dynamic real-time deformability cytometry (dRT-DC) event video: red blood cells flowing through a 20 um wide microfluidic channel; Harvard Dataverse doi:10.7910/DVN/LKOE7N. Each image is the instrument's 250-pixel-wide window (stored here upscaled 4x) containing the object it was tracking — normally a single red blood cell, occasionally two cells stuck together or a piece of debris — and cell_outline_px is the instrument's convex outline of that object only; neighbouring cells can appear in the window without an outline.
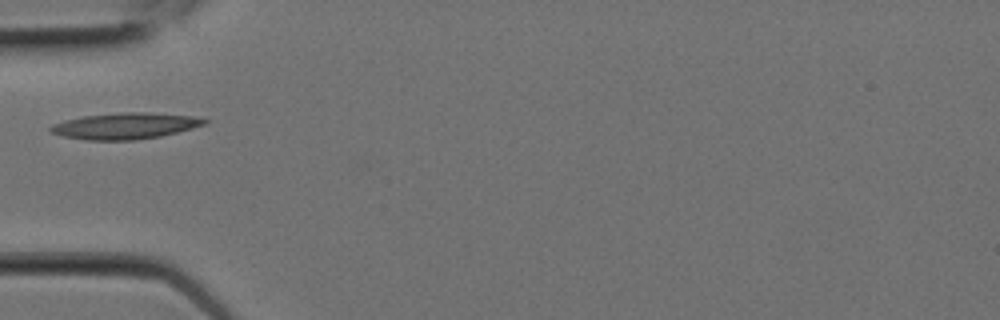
{"species": "Egyptian fruit bat (a non-hibernating species)", "species_latin": "Rousettus aegyptiacus", "temperature_condition": "room temperature", "stored_images_in_passage": 4, "camera_frame_rate_fps": 3000, "um_per_image_px": 0.085, "animal": {"sex": "female"}, "frame": {"image": 1, "passage_image": 1, "time_ms": 0.0, "image_size_px": [1000, 320], "cell_outline_px": [[208, 124], [160, 136], [136, 140], [84, 140], [64, 136], [52, 132], [48, 128], [52, 124], [64, 120], [84, 116], [120, 112], [144, 112], [192, 116], [208, 120]], "centroid_in_image_um": [10.63, 10.7], "position_along_channel_um": 74.4, "area_um2": 23.41}}
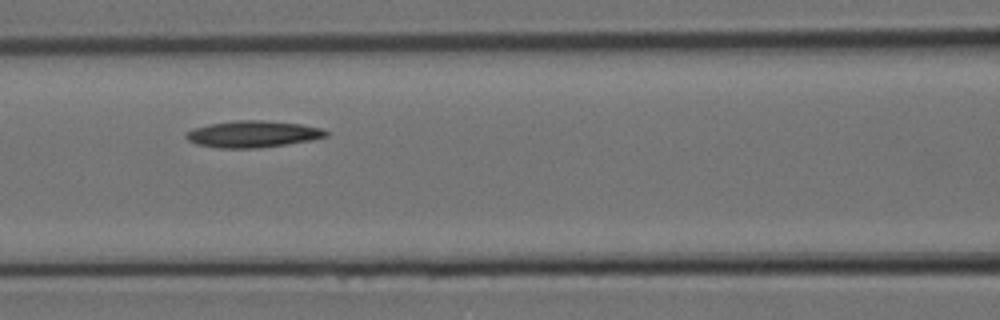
{"frame": {"image": 2, "passage_image": 3, "time_ms": 0.667, "image_size_px": [1000, 320], "cell_outline_px": [[328, 136], [308, 140], [260, 148], [220, 148], [196, 144], [188, 140], [184, 136], [184, 132], [192, 128], [212, 124], [236, 120], [260, 120], [300, 124], [320, 128], [328, 132]], "centroid_in_image_um": [21.42, 11.4], "position_along_channel_um": 145.2, "area_um2": 21.5}}
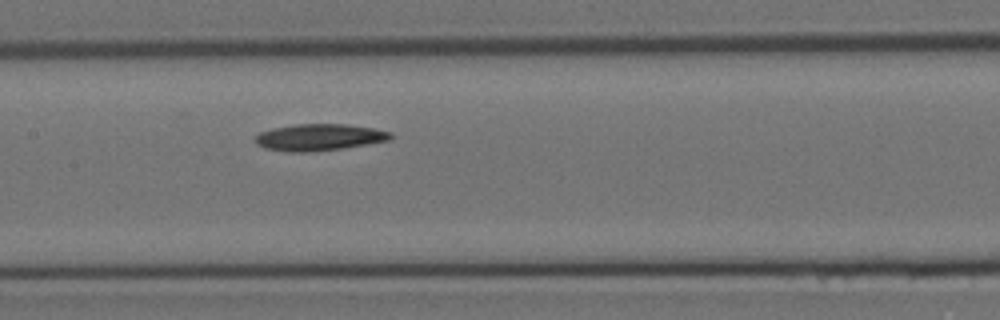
{"frame": {"image": 3, "passage_image": 4, "time_ms": 1.0, "image_size_px": [1000, 320], "cell_outline_px": [[392, 140], [344, 148], [308, 152], [284, 152], [264, 148], [256, 144], [252, 140], [260, 132], [272, 128], [296, 124], [344, 124], [372, 128], [392, 132]], "centroid_in_image_um": [27.1, 11.68], "position_along_channel_um": 180.3, "area_um2": 21.27}}